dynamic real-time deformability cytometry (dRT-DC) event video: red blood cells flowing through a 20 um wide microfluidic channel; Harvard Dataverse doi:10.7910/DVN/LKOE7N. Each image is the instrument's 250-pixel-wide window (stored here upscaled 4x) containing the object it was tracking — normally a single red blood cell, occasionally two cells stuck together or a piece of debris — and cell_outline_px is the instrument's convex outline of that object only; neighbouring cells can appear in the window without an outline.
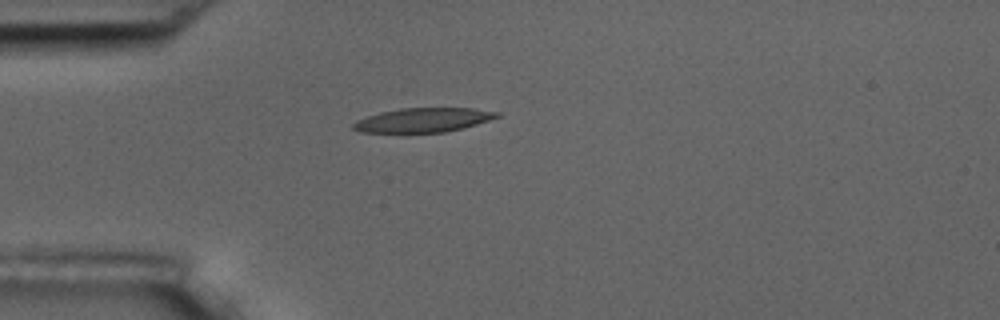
{"species": "common noctule bat (a hibernating species)", "species_latin": "Nyctalus noctula", "temperature_condition": "room temperature", "stored_images_in_passage": 8, "camera_frame_rate_fps": 3000, "um_per_image_px": 0.085, "animal": {"sex": "male", "body_mass_g": 17.5, "forearm_length_mm": 52.3}, "frame": {"image": 1, "passage_image": 1, "time_ms": 0.0, "image_size_px": [1000, 320], "cell_outline_px": [[500, 116], [464, 128], [444, 132], [404, 136], [360, 132], [352, 128], [352, 124], [356, 120], [380, 112], [400, 108], [472, 108], [500, 112]], "centroid_in_image_um": [35.87, 10.26], "position_along_channel_um": 49.1, "area_um2": 21.39}}
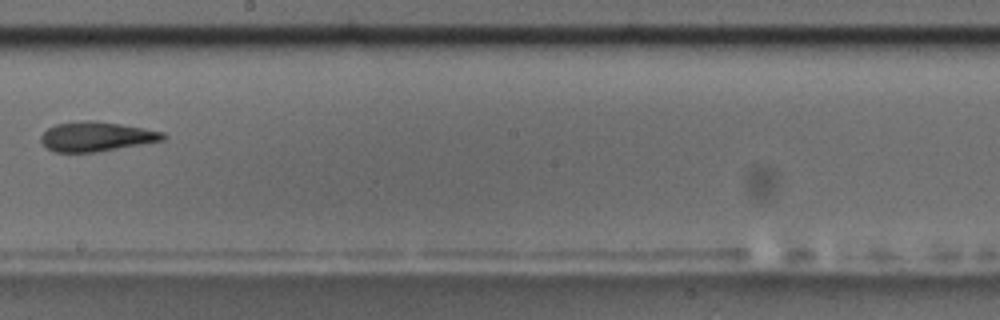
{"frame": {"image": 2, "passage_image": 6, "time_ms": 5.667, "image_size_px": [1000, 320], "cell_outline_px": [[168, 136], [164, 140], [96, 152], [52, 152], [40, 140], [40, 136], [48, 128], [56, 124], [84, 120], [92, 120], [120, 124], [144, 128], [164, 132]], "centroid_in_image_um": [8.19, 11.6], "position_along_channel_um": 240.0, "area_um2": 20.98}}
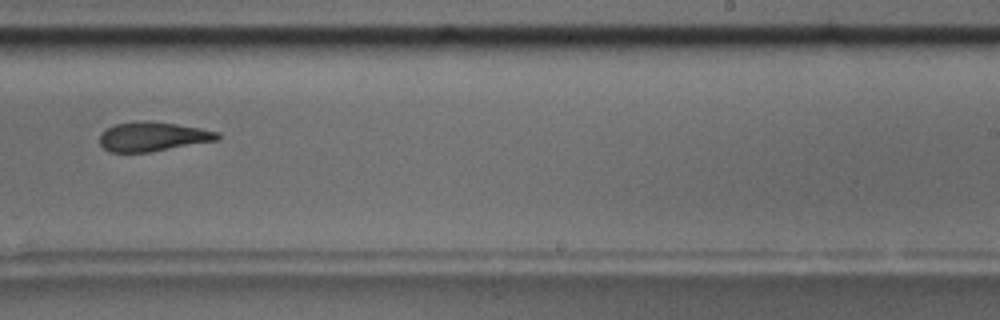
{"frame": {"image": 3, "passage_image": 7, "time_ms": 6.667, "image_size_px": [1000, 320], "cell_outline_px": [[220, 140], [148, 152], [108, 152], [100, 144], [100, 132], [104, 128], [112, 124], [176, 124], [200, 128], [220, 132]], "centroid_in_image_um": [12.99, 11.66], "position_along_channel_um": 276.0, "area_um2": 19.42}}